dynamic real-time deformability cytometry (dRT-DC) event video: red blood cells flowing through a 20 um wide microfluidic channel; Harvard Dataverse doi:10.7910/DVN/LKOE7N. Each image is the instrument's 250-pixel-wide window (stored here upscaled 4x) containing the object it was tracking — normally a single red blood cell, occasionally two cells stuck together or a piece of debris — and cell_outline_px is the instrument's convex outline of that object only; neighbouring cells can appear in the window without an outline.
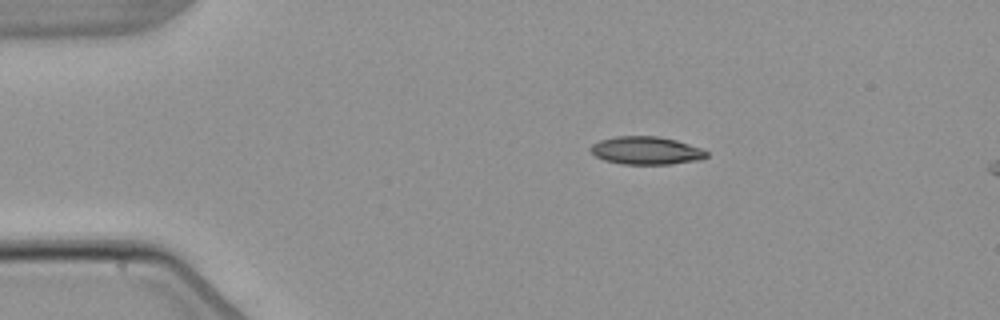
{"species": "common noctule bat (a hibernating species)", "species_latin": "Nyctalus noctula", "temperature_condition": "warm", "stored_images_in_passage": 4, "camera_frame_rate_fps": 3000, "um_per_image_px": 0.085, "animal": {"sex": "male", "body_mass_g": 21.5, "forearm_length_mm": 52.0}, "frame": {"image": 1, "passage_image": 2, "time_ms": 1.333, "image_size_px": [1000, 320], "cell_outline_px": [[708, 156], [700, 160], [672, 164], [620, 164], [604, 160], [596, 156], [588, 148], [592, 144], [600, 140], [616, 136], [656, 136], [676, 140], [700, 148], [708, 152]], "centroid_in_image_um": [54.91, 12.8], "position_along_channel_um": 30.1, "area_um2": 18.9}}